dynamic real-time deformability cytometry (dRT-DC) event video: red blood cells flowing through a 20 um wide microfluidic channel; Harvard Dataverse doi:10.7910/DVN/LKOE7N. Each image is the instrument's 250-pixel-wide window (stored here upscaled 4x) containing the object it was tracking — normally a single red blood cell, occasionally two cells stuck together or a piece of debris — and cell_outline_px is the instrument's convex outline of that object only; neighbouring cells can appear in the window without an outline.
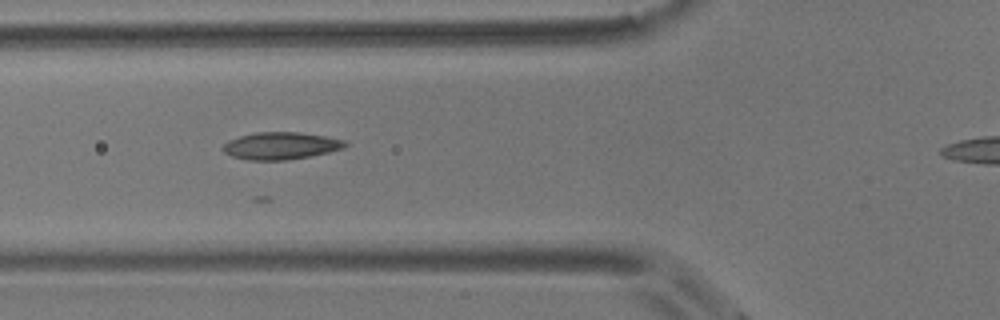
{"species": "common noctule bat (a hibernating species)", "species_latin": "Nyctalus noctula", "temperature_condition": "room temperature", "stored_images_in_passage": 8, "camera_frame_rate_fps": 3000, "um_per_image_px": 0.085, "animal": {"sex": "male", "body_mass_g": 17.9}, "frame": {"image": 1, "passage_image": 5, "time_ms": 1.333, "image_size_px": [1000, 320], "cell_outline_px": [[348, 144], [344, 148], [312, 156], [288, 160], [248, 160], [232, 156], [224, 152], [220, 148], [228, 140], [240, 136], [256, 132], [300, 132], [324, 136], [344, 140]], "centroid_in_image_um": [23.85, 12.39], "position_along_channel_um": 101.9, "area_um2": 19.48}}
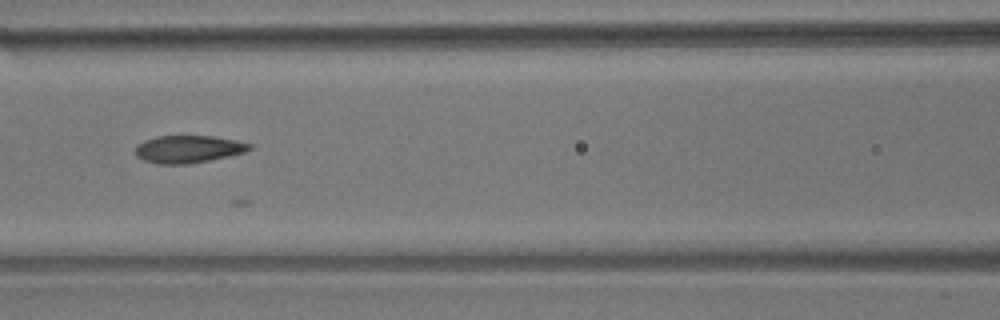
{"frame": {"image": 2, "passage_image": 6, "time_ms": 1.667, "image_size_px": [1000, 320], "cell_outline_px": [[252, 148], [244, 152], [228, 156], [188, 164], [156, 164], [144, 160], [136, 156], [136, 144], [144, 140], [156, 136], [212, 136], [236, 140], [252, 144]], "centroid_in_image_um": [15.98, 12.67], "position_along_channel_um": 150.6, "area_um2": 18.26}}